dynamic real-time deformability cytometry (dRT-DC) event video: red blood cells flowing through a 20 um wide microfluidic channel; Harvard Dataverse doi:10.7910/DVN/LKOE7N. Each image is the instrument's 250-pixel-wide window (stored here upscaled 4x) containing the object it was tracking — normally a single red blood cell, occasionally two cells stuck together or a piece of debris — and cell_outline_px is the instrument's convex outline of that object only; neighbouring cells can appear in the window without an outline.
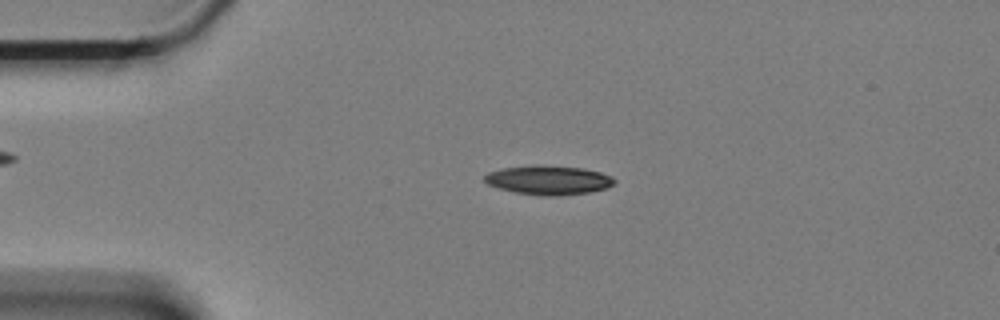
{"species": "Egyptian fruit bat (a non-hibernating species)", "species_latin": "Rousettus aegyptiacus", "temperature_condition": "cold", "stored_images_in_passage": 59, "camera_frame_rate_fps": 3000, "um_per_image_px": 0.085, "animal": {"sex": "female"}, "frame": {"image": 1, "passage_image": 13, "time_ms": 4.0, "image_size_px": [1000, 320], "cell_outline_px": [[616, 184], [608, 188], [588, 192], [556, 196], [540, 196], [516, 192], [500, 188], [488, 184], [484, 180], [484, 176], [488, 172], [504, 168], [536, 164], [540, 164], [584, 168], [600, 172], [612, 176], [616, 180]], "centroid_in_image_um": [46.67, 15.3], "position_along_channel_um": 38.3, "area_um2": 22.25}}
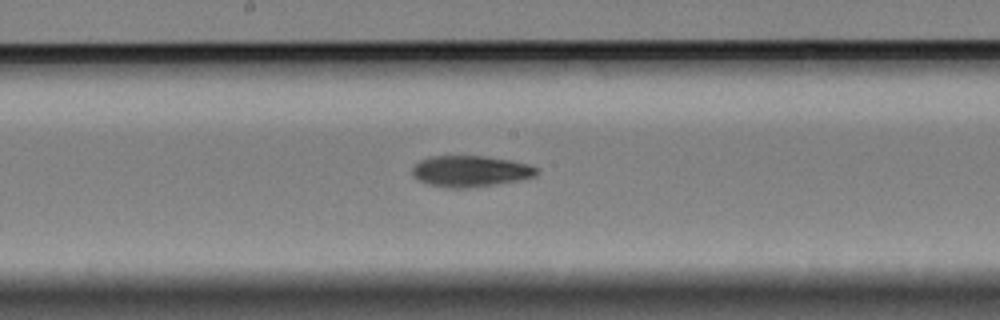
{"frame": {"image": 2, "passage_image": 31, "time_ms": 10.0, "image_size_px": [1000, 320], "cell_outline_px": [[540, 172], [536, 176], [516, 180], [492, 184], [464, 188], [448, 188], [428, 184], [412, 176], [412, 168], [420, 160], [428, 156], [488, 156], [512, 160], [532, 164], [540, 168]], "centroid_in_image_um": [40.02, 14.53], "position_along_channel_um": 208.2, "area_um2": 22.72}}
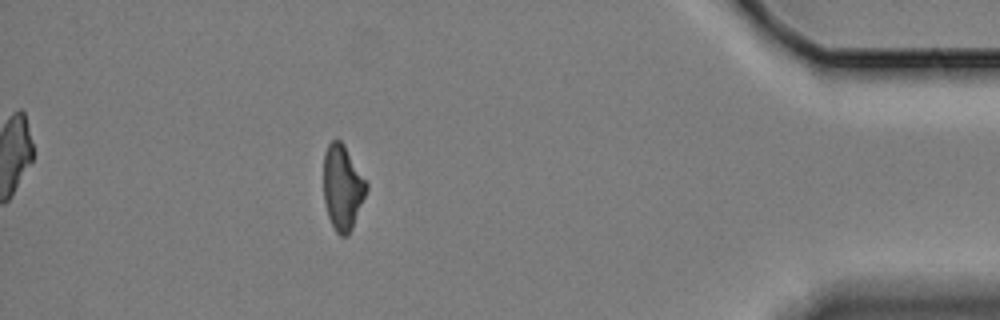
{"frame": {"image": 3, "passage_image": 53, "time_ms": 17.333, "image_size_px": [1000, 320], "cell_outline_px": [[368, 188], [352, 228], [348, 236], [340, 236], [336, 232], [328, 216], [324, 200], [324, 152], [328, 144], [332, 140], [340, 140], [344, 144], [368, 184]], "centroid_in_image_um": [29.11, 15.93], "position_along_channel_um": 406.1, "area_um2": 21.1}, "authors_computed_cell_mechanics": {"area_um2": 21.8484, "velocity_mm_per_s": 3.3265, "shape_relaxation_time_tau1_ms": null, "shape_relaxation_time_tau2_ms": 7.8573, "deformation_change_tau1": null, "deformation_change_tau2": 0.1647}}